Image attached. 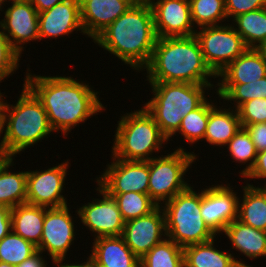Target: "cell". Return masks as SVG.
<instances>
[{
	"label": "cell",
	"instance_id": "1",
	"mask_svg": "<svg viewBox=\"0 0 266 267\" xmlns=\"http://www.w3.org/2000/svg\"><path fill=\"white\" fill-rule=\"evenodd\" d=\"M25 71L24 84L41 101L53 131L61 132L64 138L79 124L106 111L98 95L100 90H94L86 80L79 81L73 75L41 76L29 67Z\"/></svg>",
	"mask_w": 266,
	"mask_h": 267
},
{
	"label": "cell",
	"instance_id": "2",
	"mask_svg": "<svg viewBox=\"0 0 266 267\" xmlns=\"http://www.w3.org/2000/svg\"><path fill=\"white\" fill-rule=\"evenodd\" d=\"M150 4L131 6L92 42L135 72L150 62L157 41Z\"/></svg>",
	"mask_w": 266,
	"mask_h": 267
},
{
	"label": "cell",
	"instance_id": "3",
	"mask_svg": "<svg viewBox=\"0 0 266 267\" xmlns=\"http://www.w3.org/2000/svg\"><path fill=\"white\" fill-rule=\"evenodd\" d=\"M143 71L147 82L217 83V75L206 64L195 34L157 38L150 62Z\"/></svg>",
	"mask_w": 266,
	"mask_h": 267
},
{
	"label": "cell",
	"instance_id": "4",
	"mask_svg": "<svg viewBox=\"0 0 266 267\" xmlns=\"http://www.w3.org/2000/svg\"><path fill=\"white\" fill-rule=\"evenodd\" d=\"M19 93L15 104L6 100L3 157L15 158L54 133L41 101L24 81Z\"/></svg>",
	"mask_w": 266,
	"mask_h": 267
},
{
	"label": "cell",
	"instance_id": "5",
	"mask_svg": "<svg viewBox=\"0 0 266 267\" xmlns=\"http://www.w3.org/2000/svg\"><path fill=\"white\" fill-rule=\"evenodd\" d=\"M148 83L153 94L141 106L153 117L168 140L179 130L182 118L197 109L210 96L211 90L215 91L216 88V85L191 83Z\"/></svg>",
	"mask_w": 266,
	"mask_h": 267
},
{
	"label": "cell",
	"instance_id": "6",
	"mask_svg": "<svg viewBox=\"0 0 266 267\" xmlns=\"http://www.w3.org/2000/svg\"><path fill=\"white\" fill-rule=\"evenodd\" d=\"M139 108L121 114L112 135L114 142L110 156L126 161H149L164 152L168 139L146 109Z\"/></svg>",
	"mask_w": 266,
	"mask_h": 267
},
{
	"label": "cell",
	"instance_id": "7",
	"mask_svg": "<svg viewBox=\"0 0 266 267\" xmlns=\"http://www.w3.org/2000/svg\"><path fill=\"white\" fill-rule=\"evenodd\" d=\"M194 188L191 184L161 206L165 214L167 237L182 248L219 237L200 214L202 187L197 191Z\"/></svg>",
	"mask_w": 266,
	"mask_h": 267
},
{
	"label": "cell",
	"instance_id": "8",
	"mask_svg": "<svg viewBox=\"0 0 266 267\" xmlns=\"http://www.w3.org/2000/svg\"><path fill=\"white\" fill-rule=\"evenodd\" d=\"M184 146H177L169 154L160 155L149 160L148 194L158 205L172 199L177 193L187 189L191 184L187 181L188 171L198 161V154L188 152ZM186 177V178H185Z\"/></svg>",
	"mask_w": 266,
	"mask_h": 267
},
{
	"label": "cell",
	"instance_id": "9",
	"mask_svg": "<svg viewBox=\"0 0 266 267\" xmlns=\"http://www.w3.org/2000/svg\"><path fill=\"white\" fill-rule=\"evenodd\" d=\"M204 60L218 75L228 64L239 57L247 46L231 23L196 29Z\"/></svg>",
	"mask_w": 266,
	"mask_h": 267
},
{
	"label": "cell",
	"instance_id": "10",
	"mask_svg": "<svg viewBox=\"0 0 266 267\" xmlns=\"http://www.w3.org/2000/svg\"><path fill=\"white\" fill-rule=\"evenodd\" d=\"M70 206L68 204L62 207H45L43 231L37 250L48 255L51 261L65 260L67 253L72 249L70 247L77 240L75 236L79 235V233L76 234L77 225L75 224L79 218L78 211L75 210L77 217L72 216Z\"/></svg>",
	"mask_w": 266,
	"mask_h": 267
},
{
	"label": "cell",
	"instance_id": "11",
	"mask_svg": "<svg viewBox=\"0 0 266 267\" xmlns=\"http://www.w3.org/2000/svg\"><path fill=\"white\" fill-rule=\"evenodd\" d=\"M69 166L71 167V162L67 159L58 165L45 167V170H28L26 203L47 208L68 205V199L63 192Z\"/></svg>",
	"mask_w": 266,
	"mask_h": 267
},
{
	"label": "cell",
	"instance_id": "12",
	"mask_svg": "<svg viewBox=\"0 0 266 267\" xmlns=\"http://www.w3.org/2000/svg\"><path fill=\"white\" fill-rule=\"evenodd\" d=\"M96 187L95 192L97 193L95 195H98V198L95 197L94 199L93 197L92 200H89L90 202L81 204L77 208L80 218L78 221L81 220L78 224L82 223L81 226H85L83 228L89 230L94 239L122 236L125 221L116 201L98 185Z\"/></svg>",
	"mask_w": 266,
	"mask_h": 267
},
{
	"label": "cell",
	"instance_id": "13",
	"mask_svg": "<svg viewBox=\"0 0 266 267\" xmlns=\"http://www.w3.org/2000/svg\"><path fill=\"white\" fill-rule=\"evenodd\" d=\"M96 184L107 194L138 192L148 194L149 161H126L111 156ZM97 178V179H96Z\"/></svg>",
	"mask_w": 266,
	"mask_h": 267
},
{
	"label": "cell",
	"instance_id": "14",
	"mask_svg": "<svg viewBox=\"0 0 266 267\" xmlns=\"http://www.w3.org/2000/svg\"><path fill=\"white\" fill-rule=\"evenodd\" d=\"M218 181L201 189L200 214L208 227L218 236L237 219L239 193L233 185ZM207 187V188H206ZM234 189V190H233Z\"/></svg>",
	"mask_w": 266,
	"mask_h": 267
},
{
	"label": "cell",
	"instance_id": "15",
	"mask_svg": "<svg viewBox=\"0 0 266 267\" xmlns=\"http://www.w3.org/2000/svg\"><path fill=\"white\" fill-rule=\"evenodd\" d=\"M0 9L1 12L5 10L3 19H0L2 31L12 47L22 57L29 42H39V13L27 0L7 3Z\"/></svg>",
	"mask_w": 266,
	"mask_h": 267
},
{
	"label": "cell",
	"instance_id": "16",
	"mask_svg": "<svg viewBox=\"0 0 266 267\" xmlns=\"http://www.w3.org/2000/svg\"><path fill=\"white\" fill-rule=\"evenodd\" d=\"M122 237L130 250L141 259L167 237L162 207L158 206L148 215L126 221Z\"/></svg>",
	"mask_w": 266,
	"mask_h": 267
},
{
	"label": "cell",
	"instance_id": "17",
	"mask_svg": "<svg viewBox=\"0 0 266 267\" xmlns=\"http://www.w3.org/2000/svg\"><path fill=\"white\" fill-rule=\"evenodd\" d=\"M150 6L158 38L195 34L189 0H155Z\"/></svg>",
	"mask_w": 266,
	"mask_h": 267
},
{
	"label": "cell",
	"instance_id": "18",
	"mask_svg": "<svg viewBox=\"0 0 266 267\" xmlns=\"http://www.w3.org/2000/svg\"><path fill=\"white\" fill-rule=\"evenodd\" d=\"M39 42L43 39H59L78 31L85 35L80 17L79 0H64L51 9L38 14Z\"/></svg>",
	"mask_w": 266,
	"mask_h": 267
},
{
	"label": "cell",
	"instance_id": "19",
	"mask_svg": "<svg viewBox=\"0 0 266 267\" xmlns=\"http://www.w3.org/2000/svg\"><path fill=\"white\" fill-rule=\"evenodd\" d=\"M80 17L85 37L93 41L110 24L124 14L137 1L79 0Z\"/></svg>",
	"mask_w": 266,
	"mask_h": 267
},
{
	"label": "cell",
	"instance_id": "20",
	"mask_svg": "<svg viewBox=\"0 0 266 267\" xmlns=\"http://www.w3.org/2000/svg\"><path fill=\"white\" fill-rule=\"evenodd\" d=\"M92 241L88 257L95 267H140V259L122 236L99 237Z\"/></svg>",
	"mask_w": 266,
	"mask_h": 267
},
{
	"label": "cell",
	"instance_id": "21",
	"mask_svg": "<svg viewBox=\"0 0 266 267\" xmlns=\"http://www.w3.org/2000/svg\"><path fill=\"white\" fill-rule=\"evenodd\" d=\"M216 104L209 111V119L207 122L206 132L204 135V142H207L209 146L224 148L230 139L242 128L241 121L237 110L234 108H227V105Z\"/></svg>",
	"mask_w": 266,
	"mask_h": 267
},
{
	"label": "cell",
	"instance_id": "22",
	"mask_svg": "<svg viewBox=\"0 0 266 267\" xmlns=\"http://www.w3.org/2000/svg\"><path fill=\"white\" fill-rule=\"evenodd\" d=\"M266 76V64L255 48H248L218 75L216 84H244Z\"/></svg>",
	"mask_w": 266,
	"mask_h": 267
},
{
	"label": "cell",
	"instance_id": "23",
	"mask_svg": "<svg viewBox=\"0 0 266 267\" xmlns=\"http://www.w3.org/2000/svg\"><path fill=\"white\" fill-rule=\"evenodd\" d=\"M231 243L230 248L247 260L266 259V231L255 229L239 220L231 222L223 231Z\"/></svg>",
	"mask_w": 266,
	"mask_h": 267
},
{
	"label": "cell",
	"instance_id": "24",
	"mask_svg": "<svg viewBox=\"0 0 266 267\" xmlns=\"http://www.w3.org/2000/svg\"><path fill=\"white\" fill-rule=\"evenodd\" d=\"M212 240L189 245L183 248L185 267H234L237 263L253 267L247 262L235 256L231 249L220 250L216 248L217 238ZM216 241V242H215ZM228 251V252H227ZM237 257V258H236ZM239 258V259H238Z\"/></svg>",
	"mask_w": 266,
	"mask_h": 267
},
{
	"label": "cell",
	"instance_id": "25",
	"mask_svg": "<svg viewBox=\"0 0 266 267\" xmlns=\"http://www.w3.org/2000/svg\"><path fill=\"white\" fill-rule=\"evenodd\" d=\"M238 198L237 220L255 229L266 231V186H241ZM242 196V197H241Z\"/></svg>",
	"mask_w": 266,
	"mask_h": 267
},
{
	"label": "cell",
	"instance_id": "26",
	"mask_svg": "<svg viewBox=\"0 0 266 267\" xmlns=\"http://www.w3.org/2000/svg\"><path fill=\"white\" fill-rule=\"evenodd\" d=\"M15 158L0 159V205L10 207L26 203L27 171H12ZM15 162V164H14Z\"/></svg>",
	"mask_w": 266,
	"mask_h": 267
},
{
	"label": "cell",
	"instance_id": "27",
	"mask_svg": "<svg viewBox=\"0 0 266 267\" xmlns=\"http://www.w3.org/2000/svg\"><path fill=\"white\" fill-rule=\"evenodd\" d=\"M12 230L37 248L40 246L45 207L20 204L11 209Z\"/></svg>",
	"mask_w": 266,
	"mask_h": 267
},
{
	"label": "cell",
	"instance_id": "28",
	"mask_svg": "<svg viewBox=\"0 0 266 267\" xmlns=\"http://www.w3.org/2000/svg\"><path fill=\"white\" fill-rule=\"evenodd\" d=\"M215 91L212 94L215 93L224 104L230 102L227 107L237 110L249 100L266 98V76L244 84H216Z\"/></svg>",
	"mask_w": 266,
	"mask_h": 267
},
{
	"label": "cell",
	"instance_id": "29",
	"mask_svg": "<svg viewBox=\"0 0 266 267\" xmlns=\"http://www.w3.org/2000/svg\"><path fill=\"white\" fill-rule=\"evenodd\" d=\"M211 95L195 110L189 112L182 118L179 130L170 138L174 141V136L181 135L183 137V142L187 141L189 143V148L191 145L204 140V135L206 132L207 122L209 119V111L218 104L217 101L209 99ZM179 134V135H178Z\"/></svg>",
	"mask_w": 266,
	"mask_h": 267
},
{
	"label": "cell",
	"instance_id": "30",
	"mask_svg": "<svg viewBox=\"0 0 266 267\" xmlns=\"http://www.w3.org/2000/svg\"><path fill=\"white\" fill-rule=\"evenodd\" d=\"M230 23L247 48H256L266 40V7L238 15Z\"/></svg>",
	"mask_w": 266,
	"mask_h": 267
},
{
	"label": "cell",
	"instance_id": "31",
	"mask_svg": "<svg viewBox=\"0 0 266 267\" xmlns=\"http://www.w3.org/2000/svg\"><path fill=\"white\" fill-rule=\"evenodd\" d=\"M227 147V148H226ZM227 151H224L226 150ZM223 151L226 153L228 152L230 158L232 157V162L241 164L242 170H239V176H241L240 179H244L249 172L252 170V168L255 165L256 159H257V150L252 142L250 134L247 132L245 128H241L228 142V144L225 146V149ZM246 164V166H245Z\"/></svg>",
	"mask_w": 266,
	"mask_h": 267
},
{
	"label": "cell",
	"instance_id": "32",
	"mask_svg": "<svg viewBox=\"0 0 266 267\" xmlns=\"http://www.w3.org/2000/svg\"><path fill=\"white\" fill-rule=\"evenodd\" d=\"M140 267H185L183 248L166 237L140 259Z\"/></svg>",
	"mask_w": 266,
	"mask_h": 267
},
{
	"label": "cell",
	"instance_id": "33",
	"mask_svg": "<svg viewBox=\"0 0 266 267\" xmlns=\"http://www.w3.org/2000/svg\"><path fill=\"white\" fill-rule=\"evenodd\" d=\"M189 2L191 20L195 29L223 25L228 22L225 0H189Z\"/></svg>",
	"mask_w": 266,
	"mask_h": 267
},
{
	"label": "cell",
	"instance_id": "34",
	"mask_svg": "<svg viewBox=\"0 0 266 267\" xmlns=\"http://www.w3.org/2000/svg\"><path fill=\"white\" fill-rule=\"evenodd\" d=\"M113 197L121 212L123 220L142 217L154 211L158 205L151 199L149 194L127 192L124 194H108Z\"/></svg>",
	"mask_w": 266,
	"mask_h": 267
},
{
	"label": "cell",
	"instance_id": "35",
	"mask_svg": "<svg viewBox=\"0 0 266 267\" xmlns=\"http://www.w3.org/2000/svg\"><path fill=\"white\" fill-rule=\"evenodd\" d=\"M37 247L11 230L0 241V261L17 266L32 256Z\"/></svg>",
	"mask_w": 266,
	"mask_h": 267
},
{
	"label": "cell",
	"instance_id": "36",
	"mask_svg": "<svg viewBox=\"0 0 266 267\" xmlns=\"http://www.w3.org/2000/svg\"><path fill=\"white\" fill-rule=\"evenodd\" d=\"M20 54L9 43L7 36L3 33L0 26V83L8 80L10 76L19 69Z\"/></svg>",
	"mask_w": 266,
	"mask_h": 267
},
{
	"label": "cell",
	"instance_id": "37",
	"mask_svg": "<svg viewBox=\"0 0 266 267\" xmlns=\"http://www.w3.org/2000/svg\"><path fill=\"white\" fill-rule=\"evenodd\" d=\"M242 128L246 125L266 122V98H255L237 109Z\"/></svg>",
	"mask_w": 266,
	"mask_h": 267
},
{
	"label": "cell",
	"instance_id": "38",
	"mask_svg": "<svg viewBox=\"0 0 266 267\" xmlns=\"http://www.w3.org/2000/svg\"><path fill=\"white\" fill-rule=\"evenodd\" d=\"M266 7V0H225L228 22L238 15Z\"/></svg>",
	"mask_w": 266,
	"mask_h": 267
},
{
	"label": "cell",
	"instance_id": "39",
	"mask_svg": "<svg viewBox=\"0 0 266 267\" xmlns=\"http://www.w3.org/2000/svg\"><path fill=\"white\" fill-rule=\"evenodd\" d=\"M253 179H254V182L255 180H261V183L259 184V186L263 184L262 182L264 181L263 185L266 186V150L259 152L257 154V159H256L254 167L249 172V174L244 178L243 181L244 183L252 184L250 183V180L252 181Z\"/></svg>",
	"mask_w": 266,
	"mask_h": 267
},
{
	"label": "cell",
	"instance_id": "40",
	"mask_svg": "<svg viewBox=\"0 0 266 267\" xmlns=\"http://www.w3.org/2000/svg\"><path fill=\"white\" fill-rule=\"evenodd\" d=\"M244 128L250 134L257 152L266 150V122L246 125Z\"/></svg>",
	"mask_w": 266,
	"mask_h": 267
},
{
	"label": "cell",
	"instance_id": "41",
	"mask_svg": "<svg viewBox=\"0 0 266 267\" xmlns=\"http://www.w3.org/2000/svg\"><path fill=\"white\" fill-rule=\"evenodd\" d=\"M12 230L11 208L0 205V241Z\"/></svg>",
	"mask_w": 266,
	"mask_h": 267
},
{
	"label": "cell",
	"instance_id": "42",
	"mask_svg": "<svg viewBox=\"0 0 266 267\" xmlns=\"http://www.w3.org/2000/svg\"><path fill=\"white\" fill-rule=\"evenodd\" d=\"M47 258L48 257L44 255V253L37 250L32 256L25 259L21 264L17 265L16 267H51L50 265H48L50 261H47Z\"/></svg>",
	"mask_w": 266,
	"mask_h": 267
},
{
	"label": "cell",
	"instance_id": "43",
	"mask_svg": "<svg viewBox=\"0 0 266 267\" xmlns=\"http://www.w3.org/2000/svg\"><path fill=\"white\" fill-rule=\"evenodd\" d=\"M0 90V156L3 157V140H4V123H5V109L7 95Z\"/></svg>",
	"mask_w": 266,
	"mask_h": 267
},
{
	"label": "cell",
	"instance_id": "44",
	"mask_svg": "<svg viewBox=\"0 0 266 267\" xmlns=\"http://www.w3.org/2000/svg\"><path fill=\"white\" fill-rule=\"evenodd\" d=\"M86 258H87L85 259L86 261L84 260V261H81L80 263L76 262V260H75V263L74 262L71 263V260L67 261L66 259L65 260H53L51 263L53 265L52 267H95L93 261L89 257H86Z\"/></svg>",
	"mask_w": 266,
	"mask_h": 267
},
{
	"label": "cell",
	"instance_id": "45",
	"mask_svg": "<svg viewBox=\"0 0 266 267\" xmlns=\"http://www.w3.org/2000/svg\"><path fill=\"white\" fill-rule=\"evenodd\" d=\"M30 2L38 13L51 9L56 4L64 1V0H27Z\"/></svg>",
	"mask_w": 266,
	"mask_h": 267
},
{
	"label": "cell",
	"instance_id": "46",
	"mask_svg": "<svg viewBox=\"0 0 266 267\" xmlns=\"http://www.w3.org/2000/svg\"><path fill=\"white\" fill-rule=\"evenodd\" d=\"M260 55L262 56V59L264 63L266 64V40L262 42L258 47L255 48Z\"/></svg>",
	"mask_w": 266,
	"mask_h": 267
},
{
	"label": "cell",
	"instance_id": "47",
	"mask_svg": "<svg viewBox=\"0 0 266 267\" xmlns=\"http://www.w3.org/2000/svg\"><path fill=\"white\" fill-rule=\"evenodd\" d=\"M139 4H151L155 0H136Z\"/></svg>",
	"mask_w": 266,
	"mask_h": 267
},
{
	"label": "cell",
	"instance_id": "48",
	"mask_svg": "<svg viewBox=\"0 0 266 267\" xmlns=\"http://www.w3.org/2000/svg\"><path fill=\"white\" fill-rule=\"evenodd\" d=\"M15 1H20V0H0V6L10 3V2H15Z\"/></svg>",
	"mask_w": 266,
	"mask_h": 267
},
{
	"label": "cell",
	"instance_id": "49",
	"mask_svg": "<svg viewBox=\"0 0 266 267\" xmlns=\"http://www.w3.org/2000/svg\"><path fill=\"white\" fill-rule=\"evenodd\" d=\"M0 267H15V266L10 265V264H8V263H6V262H1V261H0Z\"/></svg>",
	"mask_w": 266,
	"mask_h": 267
},
{
	"label": "cell",
	"instance_id": "50",
	"mask_svg": "<svg viewBox=\"0 0 266 267\" xmlns=\"http://www.w3.org/2000/svg\"><path fill=\"white\" fill-rule=\"evenodd\" d=\"M234 267H249V266H244L242 264L237 263Z\"/></svg>",
	"mask_w": 266,
	"mask_h": 267
}]
</instances>
